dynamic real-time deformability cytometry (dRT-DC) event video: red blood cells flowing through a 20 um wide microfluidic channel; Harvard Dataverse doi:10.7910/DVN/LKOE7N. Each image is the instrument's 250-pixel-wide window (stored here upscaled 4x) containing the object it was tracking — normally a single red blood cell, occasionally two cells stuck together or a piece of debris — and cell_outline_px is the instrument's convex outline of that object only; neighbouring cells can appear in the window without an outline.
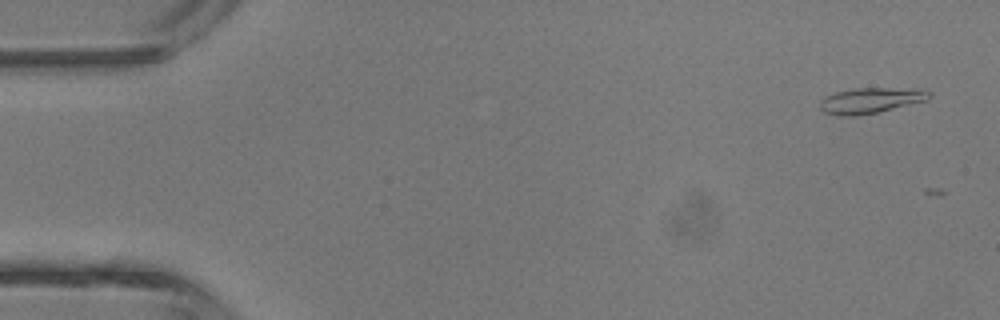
{"species": "common noctule bat (a hibernating species)", "species_latin": "Nyctalus noctula", "temperature_condition": "room temperature", "stored_images_in_passage": 4, "camera_frame_rate_fps": 3000, "um_per_image_px": 0.085, "animal": {"sex": "male", "body_mass_g": 13.3}, "frame": {"image": 1, "passage_image": 1, "time_ms": 0.0, "image_size_px": [1000, 320], "cell_outline_px": [[932, 96], [928, 100], [876, 112], [856, 116], [840, 116], [824, 112], [820, 108], [820, 100], [824, 96], [836, 92], [856, 88], [888, 88], [932, 92]], "centroid_in_image_um": [73.93, 8.55], "position_along_channel_um": 11.1, "area_um2": 15.95}}
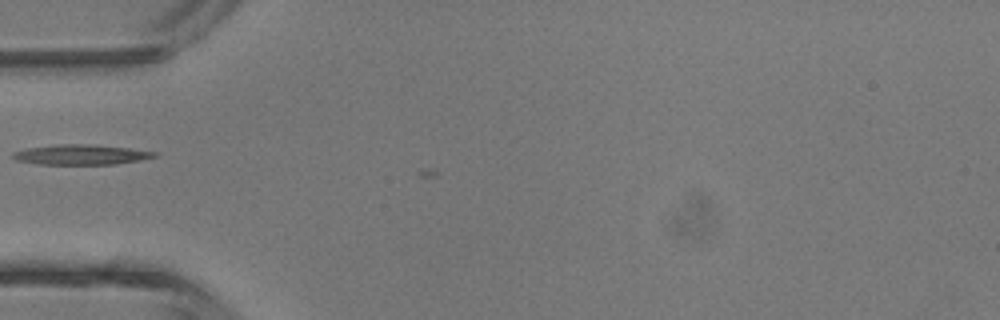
{"frame": {"image": 2, "passage_image": 4, "time_ms": 4.333, "image_size_px": [1000, 320], "cell_outline_px": [[160, 152], [156, 156], [140, 160], [116, 164], [40, 164], [16, 160], [12, 156], [12, 152], [28, 148], [56, 144], [92, 144], [128, 148]], "centroid_in_image_um": [6.9, 13.14], "position_along_channel_um": 78.1, "area_um2": 16.53}}